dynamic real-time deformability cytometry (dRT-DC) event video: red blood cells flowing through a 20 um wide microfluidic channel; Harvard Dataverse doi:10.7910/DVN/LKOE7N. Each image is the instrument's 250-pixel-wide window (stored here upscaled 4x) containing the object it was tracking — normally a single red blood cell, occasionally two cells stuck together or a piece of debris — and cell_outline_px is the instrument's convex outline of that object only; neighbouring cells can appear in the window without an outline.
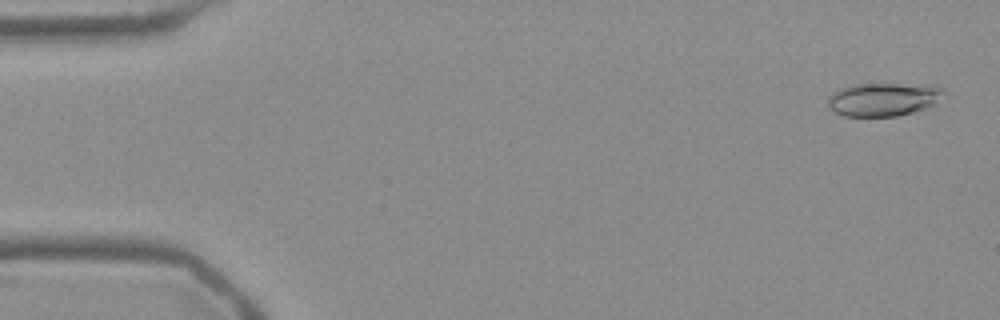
{"species": "Egyptian fruit bat (a non-hibernating species)", "species_latin": "Rousettus aegyptiacus", "temperature_condition": "warm", "stored_images_in_passage": 53, "camera_frame_rate_fps": 3000, "um_per_image_px": 0.085, "frame": {"image": 1, "passage_image": 2, "time_ms": 0.333, "image_size_px": [1000, 320], "cell_outline_px": [[944, 92], [932, 104], [924, 108], [912, 112], [896, 116], [844, 116], [832, 112], [828, 108], [828, 96], [832, 92], [840, 88], [856, 84], [896, 84], [940, 88]], "centroid_in_image_um": [74.92, 8.47], "position_along_channel_um": 10.1, "area_um2": 21.91}}
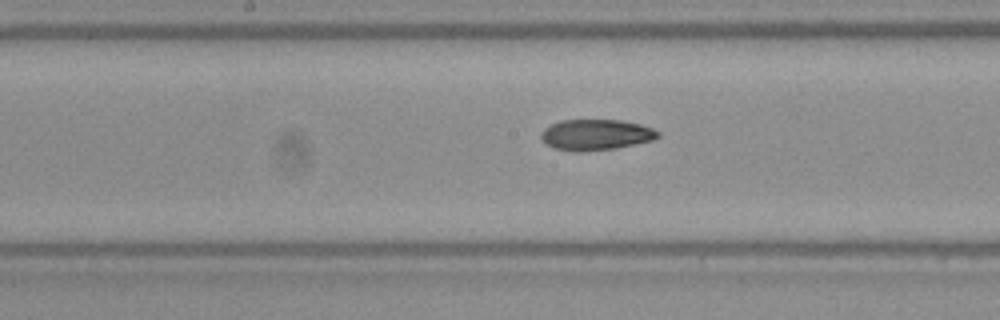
{"frame": {"image": 2, "passage_image": 27, "time_ms": 8.667, "image_size_px": [1000, 320], "cell_outline_px": [[660, 136], [652, 140], [616, 148], [580, 152], [572, 152], [552, 148], [544, 144], [540, 136], [540, 132], [544, 128], [560, 120], [624, 120], [640, 124], [652, 128], [660, 132]], "centroid_in_image_um": [50.61, 11.46], "position_along_channel_um": 197.6, "area_um2": 21.27}}
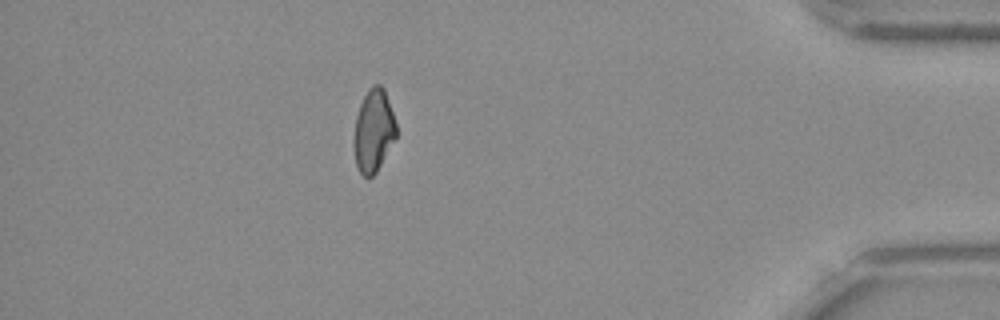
{"frame": {"image": 3, "passage_image": 47, "time_ms": 15.333, "image_size_px": [1000, 320], "cell_outline_px": [[396, 136], [376, 172], [372, 176], [364, 176], [360, 172], [356, 164], [352, 144], [356, 116], [360, 104], [368, 88], [372, 84], [380, 84], [384, 88], [396, 124]], "centroid_in_image_um": [31.72, 11.09], "position_along_channel_um": 403.5, "area_um2": 20.29}, "authors_computed_cell_mechanics": {"area_um2": 20.9814, "velocity_mm_per_s": 3.7947, "shape_relaxation_time_tau1_ms": null, "shape_relaxation_time_tau2_ms": 4.4294, "deformation_change_tau1": null, "deformation_change_tau2": 0.1086}}